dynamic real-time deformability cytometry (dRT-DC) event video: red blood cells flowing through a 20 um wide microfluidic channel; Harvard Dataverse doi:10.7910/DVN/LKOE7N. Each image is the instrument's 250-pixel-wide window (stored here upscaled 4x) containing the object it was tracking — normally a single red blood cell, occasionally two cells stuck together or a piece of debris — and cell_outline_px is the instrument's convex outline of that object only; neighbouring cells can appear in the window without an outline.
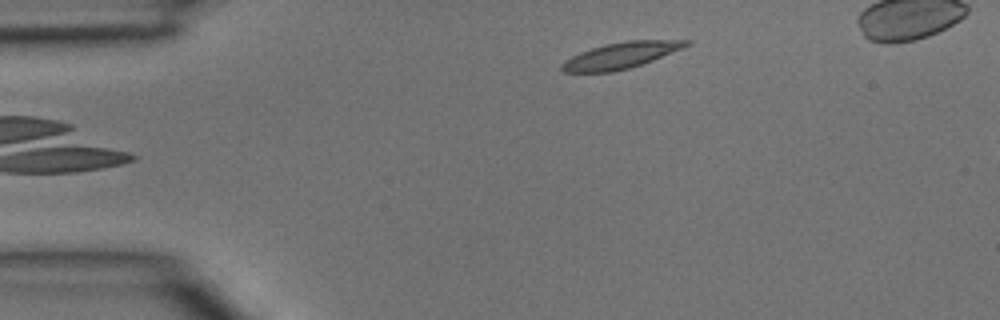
{"species": "common noctule bat (a hibernating species)", "species_latin": "Nyctalus noctula", "temperature_condition": "room temperature", "stored_images_in_passage": 5, "camera_frame_rate_fps": 3000, "um_per_image_px": 0.085, "animal": {"sex": "male", "body_mass_g": 15.6}, "frame": {"image": 1, "passage_image": 5, "time_ms": 1.333, "image_size_px": [1000, 320], "cell_outline_px": [[692, 44], [684, 48], [652, 60], [628, 68], [612, 72], [564, 72], [560, 68], [560, 64], [564, 60], [580, 52], [604, 44], [628, 40], [692, 40]], "centroid_in_image_um": [52.78, 4.7], "position_along_channel_um": 32.2, "area_um2": 18.96}}